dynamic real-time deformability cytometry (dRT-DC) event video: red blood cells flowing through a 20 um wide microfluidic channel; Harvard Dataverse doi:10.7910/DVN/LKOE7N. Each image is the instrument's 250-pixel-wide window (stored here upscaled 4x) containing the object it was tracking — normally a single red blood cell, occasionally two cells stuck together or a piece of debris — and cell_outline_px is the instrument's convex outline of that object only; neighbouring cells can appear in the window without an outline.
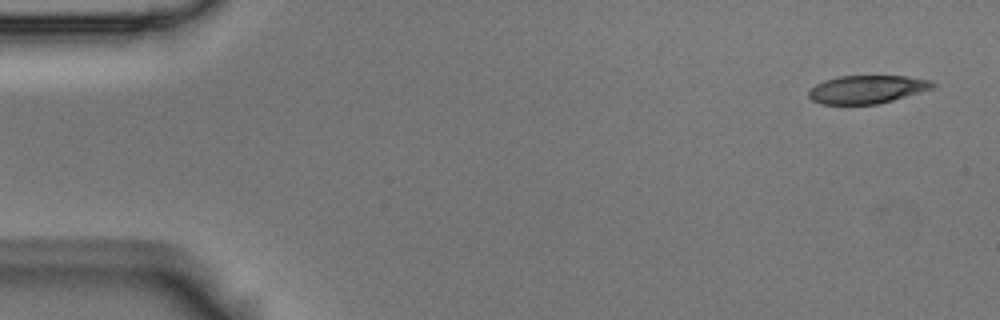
{"species": "Egyptian fruit bat (a non-hibernating species)", "species_latin": "Rousettus aegyptiacus", "temperature_condition": "room temperature", "stored_images_in_passage": 5, "camera_frame_rate_fps": 3000, "um_per_image_px": 0.085, "animal": {"sex": "male"}, "frame": {"image": 1, "passage_image": 1, "time_ms": 0.0, "image_size_px": [1000, 320], "cell_outline_px": [[936, 84], [932, 88], [892, 100], [876, 104], [820, 104], [812, 100], [808, 96], [808, 92], [816, 84], [824, 80], [840, 76], [904, 76], [932, 80]], "centroid_in_image_um": [73.67, 7.59], "position_along_channel_um": 11.3, "area_um2": 20.11}}
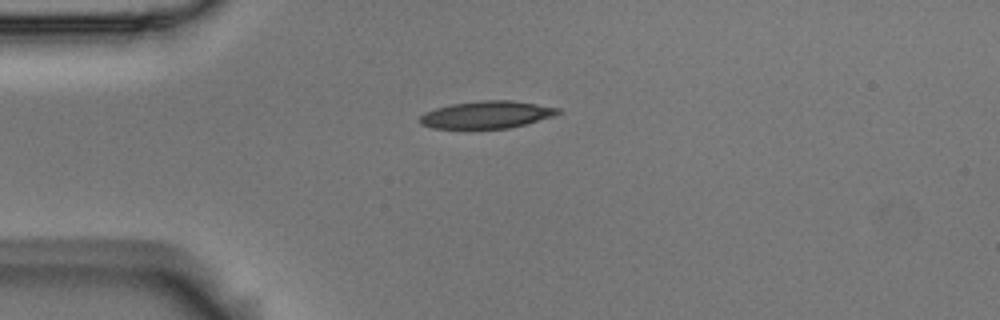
{"frame": {"image": 2, "passage_image": 4, "time_ms": 1.0, "image_size_px": [1000, 320], "cell_outline_px": [[564, 112], [552, 116], [524, 124], [508, 128], [432, 128], [420, 124], [420, 116], [424, 112], [436, 108], [452, 104], [480, 100], [512, 100], [560, 108]], "centroid_in_image_um": [41.37, 9.74], "position_along_channel_um": 43.6, "area_um2": 21.85}}